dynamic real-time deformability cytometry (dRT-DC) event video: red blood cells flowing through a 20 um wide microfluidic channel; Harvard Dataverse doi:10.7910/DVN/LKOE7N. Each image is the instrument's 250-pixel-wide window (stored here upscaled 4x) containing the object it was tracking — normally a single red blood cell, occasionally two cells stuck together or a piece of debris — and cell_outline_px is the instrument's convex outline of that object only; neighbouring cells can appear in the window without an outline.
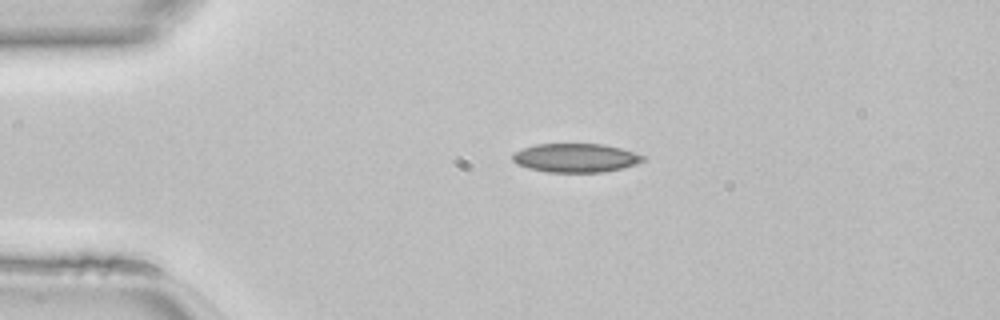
{"species": "common noctule bat (a hibernating species)", "species_latin": "Nyctalus noctula", "temperature_condition": "room temperature", "stored_images_in_passage": 40, "camera_frame_rate_fps": 3000, "um_per_image_px": 0.085, "animal": {"sex": "female", "body_mass_g": 22.7, "forearm_length_mm": 54.2}, "frame": {"image": 1, "passage_image": 9, "time_ms": 2.667, "image_size_px": [1000, 320], "cell_outline_px": [[644, 160], [636, 164], [620, 168], [600, 172], [548, 172], [528, 168], [516, 164], [512, 160], [512, 152], [536, 144], [604, 144], [620, 148], [644, 156]], "centroid_in_image_um": [48.87, 13.41], "position_along_channel_um": 36.1, "area_um2": 21.73}}
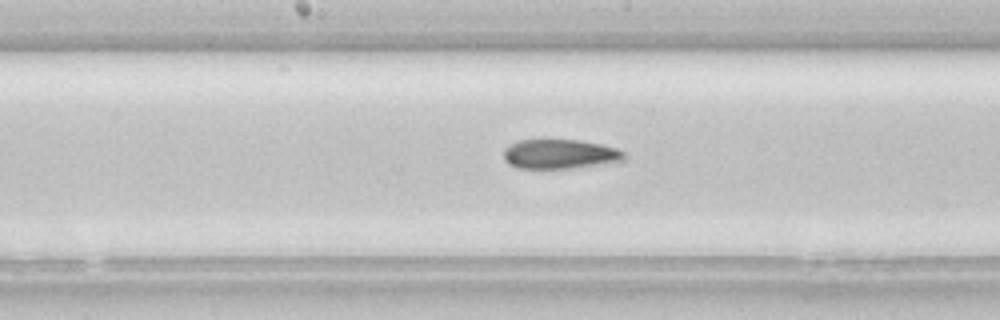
{"frame": {"image": 2, "passage_image": 23, "time_ms": 7.333, "image_size_px": [1000, 320], "cell_outline_px": [[624, 160], [568, 168], [516, 168], [508, 164], [504, 156], [504, 148], [520, 140], [580, 140], [600, 144], [616, 148], [624, 152]], "centroid_in_image_um": [47.55, 13.09], "position_along_channel_um": 200.7, "area_um2": 20.29}}
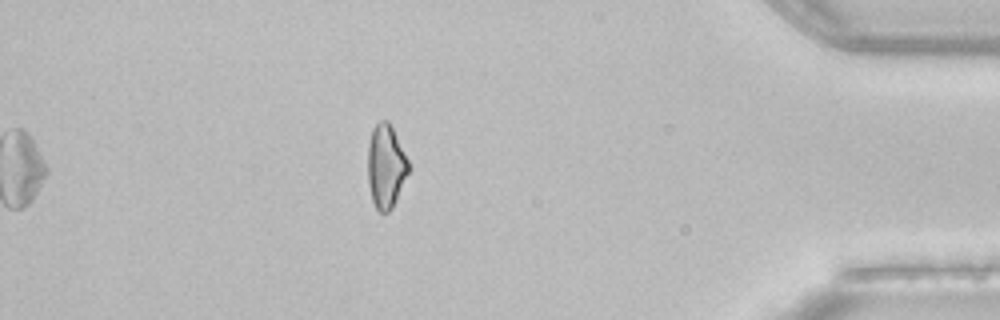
{"frame": {"image": 3, "passage_image": 40, "time_ms": 13.0, "image_size_px": [1000, 320], "cell_outline_px": [[408, 172], [392, 208], [388, 212], [380, 212], [376, 208], [372, 200], [368, 184], [368, 144], [372, 128], [380, 120], [388, 120], [392, 124], [408, 160]], "centroid_in_image_um": [32.78, 14.09], "position_along_channel_um": 402.4, "area_um2": 19.83}}